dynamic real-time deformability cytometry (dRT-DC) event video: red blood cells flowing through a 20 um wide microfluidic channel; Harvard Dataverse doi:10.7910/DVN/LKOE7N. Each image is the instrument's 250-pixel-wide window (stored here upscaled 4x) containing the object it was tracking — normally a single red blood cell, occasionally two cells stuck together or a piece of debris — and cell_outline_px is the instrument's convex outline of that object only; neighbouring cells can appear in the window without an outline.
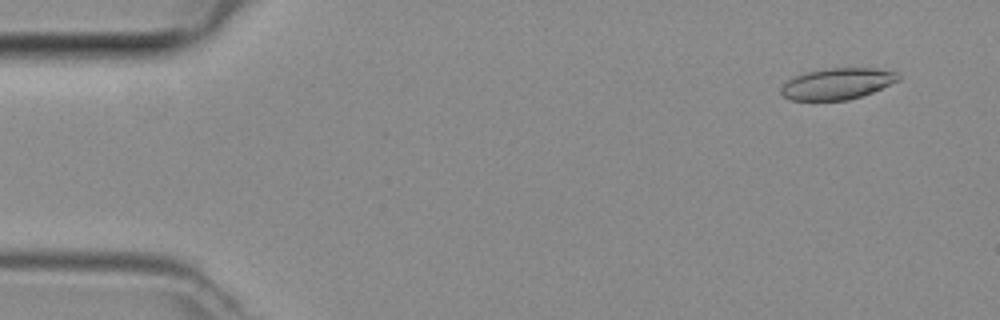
{"species": "common noctule bat (a hibernating species)", "species_latin": "Nyctalus noctula", "temperature_condition": "room temperature", "stored_images_in_passage": 44, "camera_frame_rate_fps": 3000, "um_per_image_px": 0.085, "animal": {"sex": "female", "body_mass_g": 29.2, "forearm_length_mm": 56.3}, "frame": {"image": 1, "passage_image": 1, "time_ms": 0.0, "image_size_px": [1000, 320], "cell_outline_px": [[900, 80], [872, 92], [848, 100], [792, 100], [784, 96], [780, 92], [780, 88], [788, 80], [796, 76], [808, 72], [828, 68], [876, 68], [900, 72]], "centroid_in_image_um": [71.21, 7.11], "position_along_channel_um": 13.8, "area_um2": 21.27}}
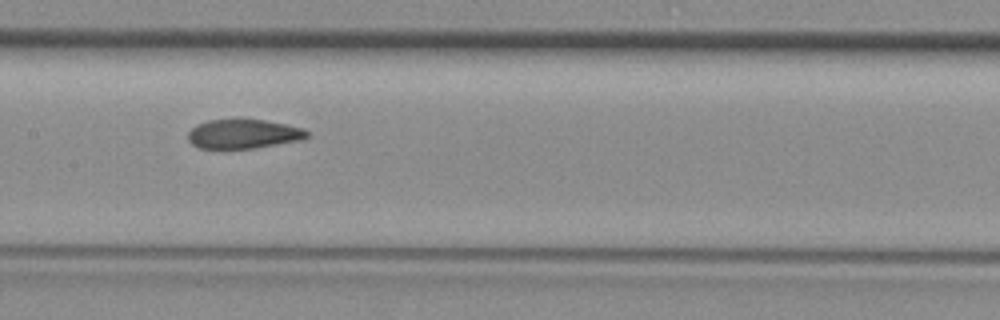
{"frame": {"image": 2, "passage_image": 21, "time_ms": 6.667, "image_size_px": [1000, 320], "cell_outline_px": [[308, 136], [300, 140], [252, 148], [200, 148], [192, 144], [188, 140], [188, 132], [196, 124], [208, 120], [236, 116], [264, 120], [288, 124], [304, 128], [308, 132]], "centroid_in_image_um": [20.66, 11.33], "position_along_channel_um": 186.7, "area_um2": 20.87}}
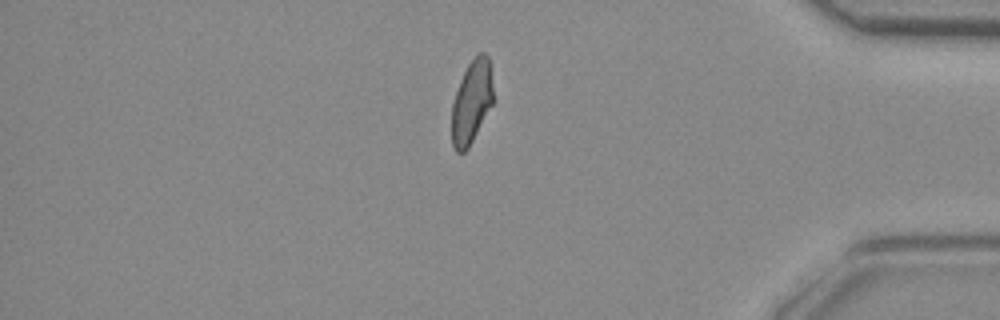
{"frame": {"image": 3, "passage_image": 38, "time_ms": 12.333, "image_size_px": [1000, 320], "cell_outline_px": [[492, 104], [468, 148], [464, 152], [456, 152], [452, 144], [452, 104], [460, 80], [468, 64], [480, 52], [484, 52], [488, 56], [492, 88]], "centroid_in_image_um": [40.07, 8.67], "position_along_channel_um": 395.1, "area_um2": 19.59}}